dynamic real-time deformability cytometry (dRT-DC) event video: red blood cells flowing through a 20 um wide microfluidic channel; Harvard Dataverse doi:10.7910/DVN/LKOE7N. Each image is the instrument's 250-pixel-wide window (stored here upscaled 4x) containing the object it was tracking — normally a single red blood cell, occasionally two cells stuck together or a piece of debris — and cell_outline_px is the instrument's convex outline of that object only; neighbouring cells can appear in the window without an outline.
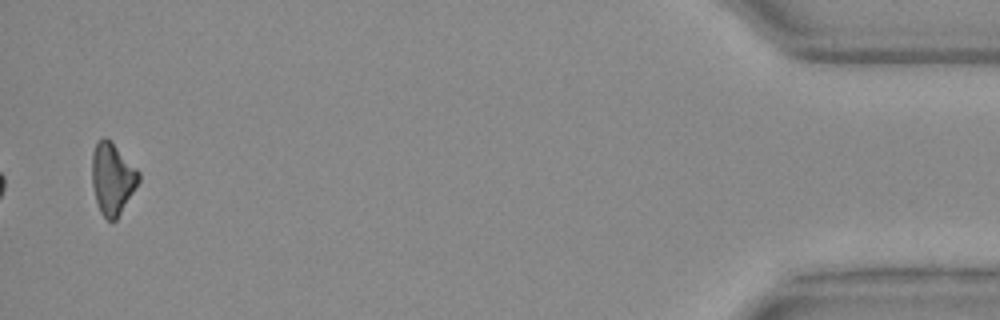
{"species": "Egyptian fruit bat (a non-hibernating species)", "species_latin": "Rousettus aegyptiacus", "temperature_condition": "warm", "stored_images_in_passage": 27, "camera_frame_rate_fps": 3000, "um_per_image_px": 0.085, "animal": {"sex": "female"}, "frame": {"image": 1, "passage_image": 27, "time_ms": 8.667, "image_size_px": [1000, 320], "cell_outline_px": [[140, 180], [116, 220], [108, 220], [100, 212], [96, 200], [92, 184], [92, 152], [96, 144], [104, 136], [140, 172]], "centroid_in_image_um": [9.54, 15.21], "position_along_channel_um": 425.7, "area_um2": 18.96}}